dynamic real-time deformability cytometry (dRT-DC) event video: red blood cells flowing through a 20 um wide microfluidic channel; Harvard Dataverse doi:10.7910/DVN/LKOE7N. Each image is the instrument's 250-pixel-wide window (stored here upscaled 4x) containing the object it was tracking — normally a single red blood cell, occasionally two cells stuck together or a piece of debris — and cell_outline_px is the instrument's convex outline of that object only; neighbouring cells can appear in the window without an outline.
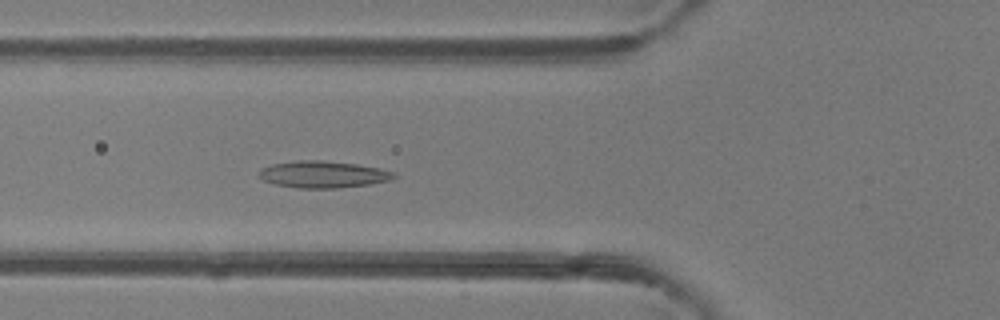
{"species": "common noctule bat (a hibernating species)", "species_latin": "Nyctalus noctula", "temperature_condition": "room temperature", "stored_images_in_passage": 51, "camera_frame_rate_fps": 3000, "um_per_image_px": 0.085, "animal": {"sex": "female"}, "frame": {"image": 1, "passage_image": 19, "time_ms": 6.0, "image_size_px": [1000, 320], "cell_outline_px": [[396, 176], [392, 180], [368, 184], [336, 188], [300, 188], [276, 184], [264, 180], [260, 176], [260, 168], [272, 164], [300, 160], [320, 160], [356, 164], [380, 168], [396, 172]], "centroid_in_image_um": [27.5, 14.82], "position_along_channel_um": 98.3, "area_um2": 20.92}}
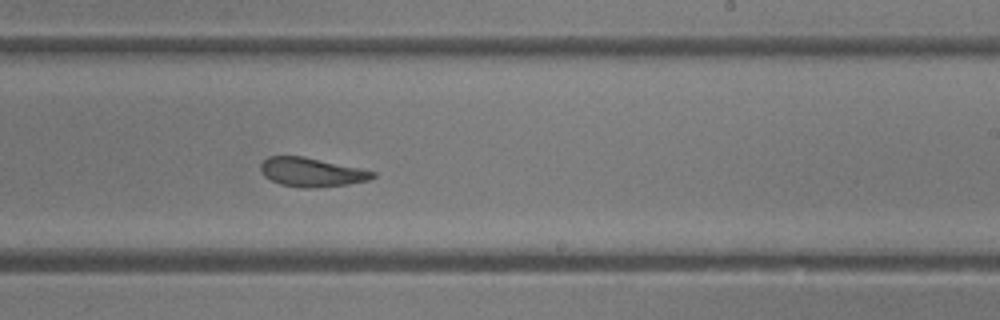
{"frame": {"image": 2, "passage_image": 31, "time_ms": 10.0, "image_size_px": [1000, 320], "cell_outline_px": [[376, 176], [368, 180], [348, 184], [312, 188], [300, 188], [280, 184], [264, 176], [260, 172], [260, 164], [268, 156], [304, 156], [376, 172]], "centroid_in_image_um": [26.45, 14.64], "position_along_channel_um": 262.6, "area_um2": 18.84}}
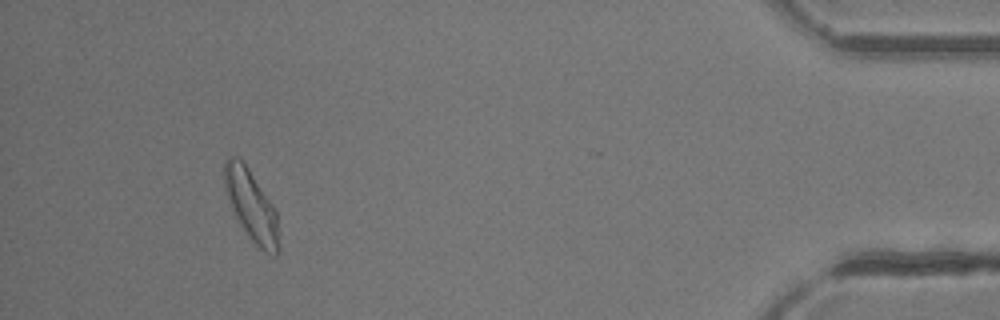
{"frame": {"image": 3, "passage_image": 47, "time_ms": 15.333, "image_size_px": [1000, 320], "cell_outline_px": [[276, 256], [264, 252], [252, 240], [240, 224], [228, 204], [224, 192], [224, 160], [228, 156], [232, 156], [240, 160], [248, 168], [276, 208]], "centroid_in_image_um": [21.29, 17.4], "position_along_channel_um": 413.9, "area_um2": 22.02}, "authors_computed_cell_mechanics": {"area_um2": 21.2126, "velocity_mm_per_s": 4.1108, "shape_relaxation_time_tau1_ms": 5.6784, "shape_relaxation_time_tau2_ms": 3.0154, "deformation_change_tau1": 0.1847, "deformation_change_tau2": 0.1011}}